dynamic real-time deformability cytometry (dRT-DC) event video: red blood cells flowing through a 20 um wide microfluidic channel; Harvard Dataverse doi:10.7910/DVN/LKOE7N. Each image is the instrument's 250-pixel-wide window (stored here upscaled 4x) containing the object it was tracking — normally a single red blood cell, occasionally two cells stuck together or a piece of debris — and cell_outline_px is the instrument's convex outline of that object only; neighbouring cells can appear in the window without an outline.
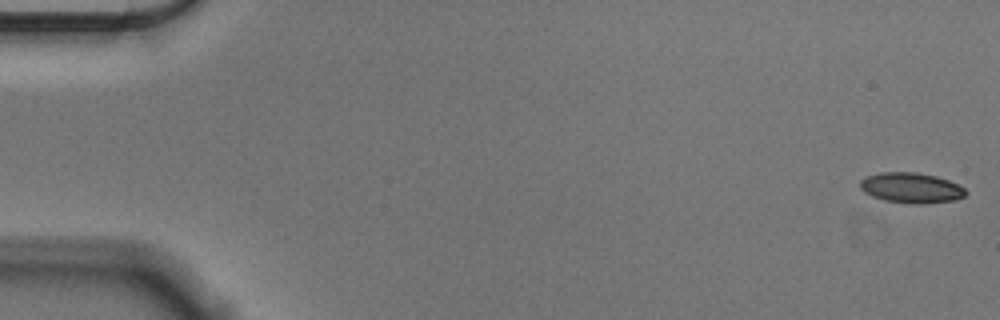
{"species": "Egyptian fruit bat (a non-hibernating species)", "species_latin": "Rousettus aegyptiacus", "temperature_condition": "cold", "stored_images_in_passage": 56, "camera_frame_rate_fps": 3000, "um_per_image_px": 0.085, "animal": {"sex": "male"}, "frame": {"image": 1, "passage_image": 1, "time_ms": 0.0, "image_size_px": [1000, 320], "cell_outline_px": [[968, 192], [964, 196], [956, 200], [920, 204], [916, 204], [884, 200], [872, 196], [864, 192], [860, 188], [860, 180], [864, 176], [880, 172], [916, 172], [936, 176], [948, 180], [964, 188]], "centroid_in_image_um": [77.43, 15.96], "position_along_channel_um": 7.6, "area_um2": 18.73}}
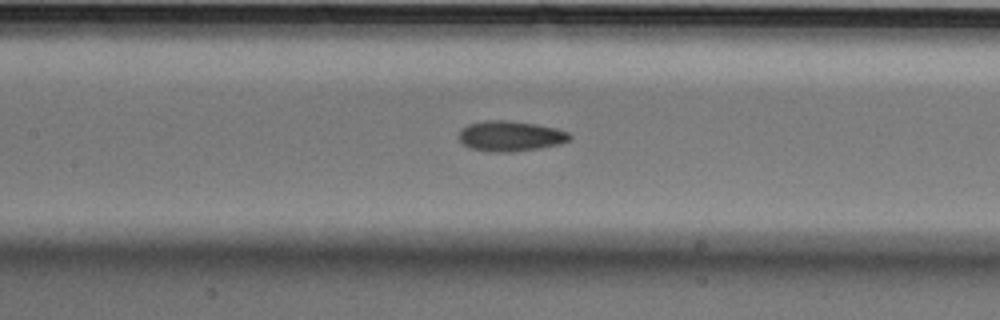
{"frame": {"image": 2, "passage_image": 26, "time_ms": 8.333, "image_size_px": [1000, 320], "cell_outline_px": [[572, 136], [568, 140], [560, 144], [540, 148], [512, 152], [492, 152], [468, 148], [456, 136], [460, 128], [468, 124], [484, 120], [508, 120], [536, 124], [556, 128], [568, 132]], "centroid_in_image_um": [43.33, 11.56], "position_along_channel_um": 164.1, "area_um2": 19.88}}
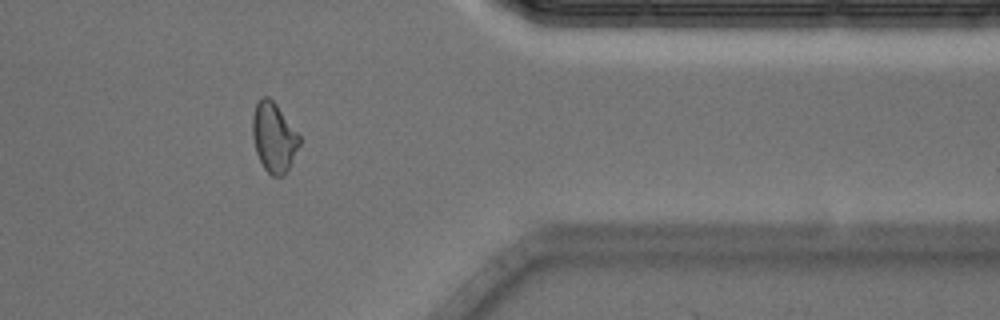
{"frame": {"image": 3, "passage_image": 46, "time_ms": 15.0, "image_size_px": [1000, 320], "cell_outline_px": [[300, 144], [288, 172], [284, 176], [272, 176], [264, 168], [256, 152], [252, 136], [252, 116], [256, 104], [260, 96], [268, 96], [276, 104], [300, 136]], "centroid_in_image_um": [23.27, 11.68], "position_along_channel_um": 388.1, "area_um2": 19.13}, "authors_computed_cell_mechanics": {"area_um2": 18.9584, "velocity_mm_per_s": 3.5855, "shape_relaxation_time_tau1_ms": 3.1375, "shape_relaxation_time_tau2_ms": 2.9947, "deformation_change_tau1": 0.1148, "deformation_change_tau2": 0.0954}}